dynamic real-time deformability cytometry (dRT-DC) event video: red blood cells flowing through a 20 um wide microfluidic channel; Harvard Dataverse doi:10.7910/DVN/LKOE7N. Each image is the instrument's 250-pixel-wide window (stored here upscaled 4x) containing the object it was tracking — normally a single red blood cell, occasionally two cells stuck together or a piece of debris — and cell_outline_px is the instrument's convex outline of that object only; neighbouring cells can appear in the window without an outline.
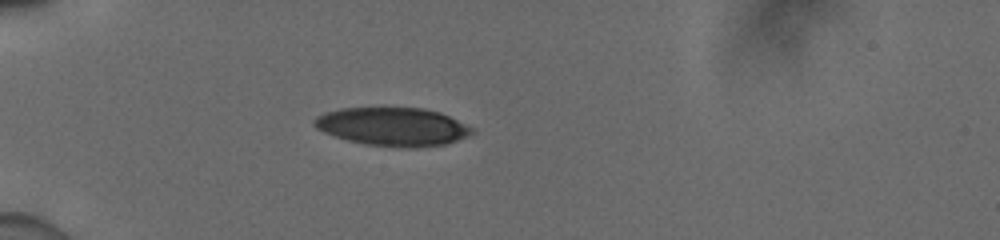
{"species": "human", "species_latin": "Homo sapiens", "temperature_condition": "cold", "stored_images_in_passage": 38, "camera_frame_rate_fps": 3000, "um_per_image_px": 0.085, "donor": {"sex": "male"}, "frame": {"image": 1, "passage_image": 1, "time_ms": 0.0, "image_size_px": [1000, 240], "cell_outline_px": [[472, 132], [456, 140], [444, 144], [416, 148], [404, 148], [368, 144], [348, 140], [324, 132], [316, 128], [312, 124], [312, 120], [316, 116], [324, 112], [340, 108], [424, 108], [440, 112], [472, 128]], "centroid_in_image_um": [33.31, 10.76], "position_along_channel_um": 51.7, "area_um2": 34.91}}
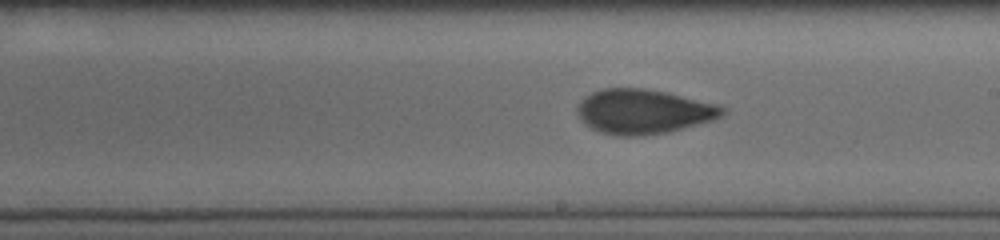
{"frame": {"image": 2, "passage_image": 17, "time_ms": 5.333, "image_size_px": [1000, 240], "cell_outline_px": [[728, 112], [724, 116], [712, 120], [668, 132], [636, 136], [616, 136], [600, 132], [584, 124], [576, 112], [576, 108], [580, 100], [584, 96], [592, 92], [604, 88], [644, 88], [664, 92], [720, 104], [728, 108]], "centroid_in_image_um": [54.71, 9.48], "position_along_channel_um": 234.3, "area_um2": 38.03}}
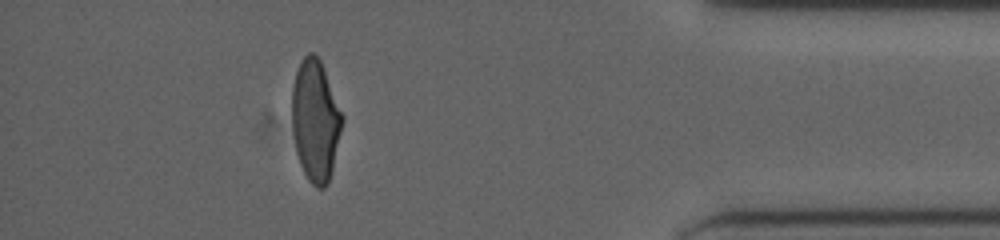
{"frame": {"image": 3, "passage_image": 33, "time_ms": 10.667, "image_size_px": [1000, 240], "cell_outline_px": [[344, 120], [328, 184], [324, 188], [316, 188], [308, 180], [300, 164], [296, 152], [292, 128], [292, 88], [296, 72], [300, 60], [308, 52], [312, 52], [320, 60], [344, 116]], "centroid_in_image_um": [26.8, 10.25], "position_along_channel_um": 408.4, "area_um2": 35.55}, "authors_computed_cell_mechanics": {"area_um2": 36.125, "velocity_mm_per_s": 3.9291, "shape_relaxation_time_tau1_ms": 4.9418, "shape_relaxation_time_tau2_ms": 1.229, "deformation_change_tau1": 0.1643, "deformation_change_tau2": 0.075}}